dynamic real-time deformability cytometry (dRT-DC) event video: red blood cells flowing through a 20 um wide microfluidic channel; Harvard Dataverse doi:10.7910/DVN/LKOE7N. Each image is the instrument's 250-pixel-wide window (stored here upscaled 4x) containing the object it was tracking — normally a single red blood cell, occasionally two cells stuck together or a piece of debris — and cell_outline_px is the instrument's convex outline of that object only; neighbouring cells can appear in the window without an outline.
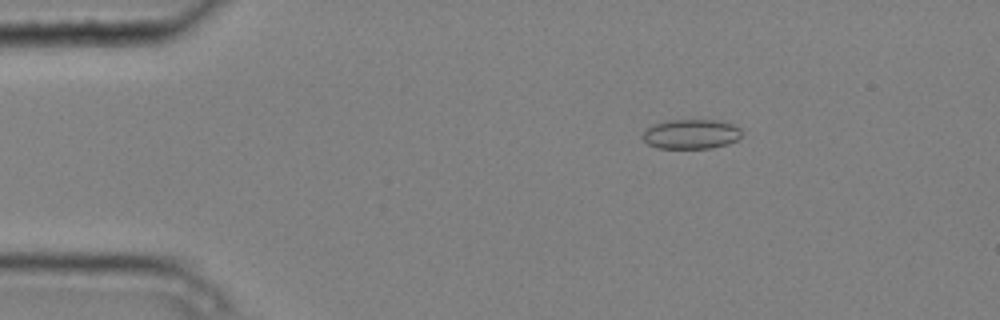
{"species": "common noctule bat (a hibernating species)", "species_latin": "Nyctalus noctula", "temperature_condition": "cold", "stored_images_in_passage": 4, "camera_frame_rate_fps": 3000, "um_per_image_px": 0.085, "animal": {"sex": "male", "body_mass_g": 20.4}, "frame": {"image": 1, "passage_image": 2, "time_ms": 0.333, "image_size_px": [1000, 320], "cell_outline_px": [[740, 136], [736, 140], [728, 144], [712, 148], [660, 148], [648, 144], [640, 136], [648, 128], [656, 124], [672, 120], [716, 120], [732, 124], [740, 128]], "centroid_in_image_um": [58.75, 11.4], "position_along_channel_um": 26.3, "area_um2": 16.88}}
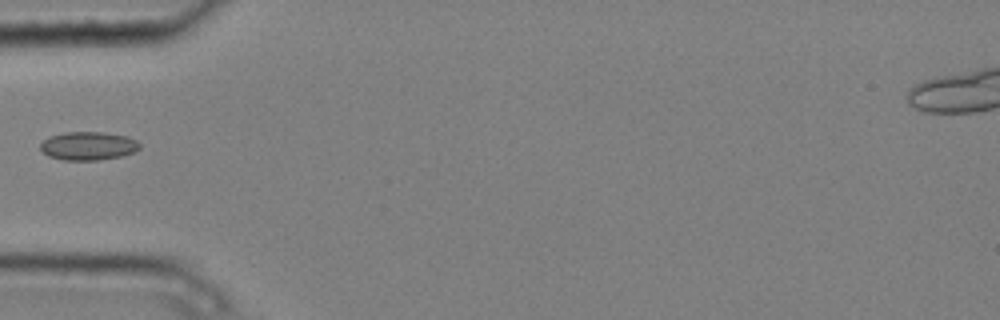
{"frame": {"image": 2, "passage_image": 4, "time_ms": 1.0, "image_size_px": [1000, 320], "cell_outline_px": [[140, 148], [136, 152], [120, 156], [96, 160], [64, 160], [48, 156], [40, 148], [40, 144], [48, 136], [64, 132], [104, 132], [128, 136], [136, 140], [140, 144]], "centroid_in_image_um": [7.51, 12.39], "position_along_channel_um": 77.5, "area_um2": 16.53}}